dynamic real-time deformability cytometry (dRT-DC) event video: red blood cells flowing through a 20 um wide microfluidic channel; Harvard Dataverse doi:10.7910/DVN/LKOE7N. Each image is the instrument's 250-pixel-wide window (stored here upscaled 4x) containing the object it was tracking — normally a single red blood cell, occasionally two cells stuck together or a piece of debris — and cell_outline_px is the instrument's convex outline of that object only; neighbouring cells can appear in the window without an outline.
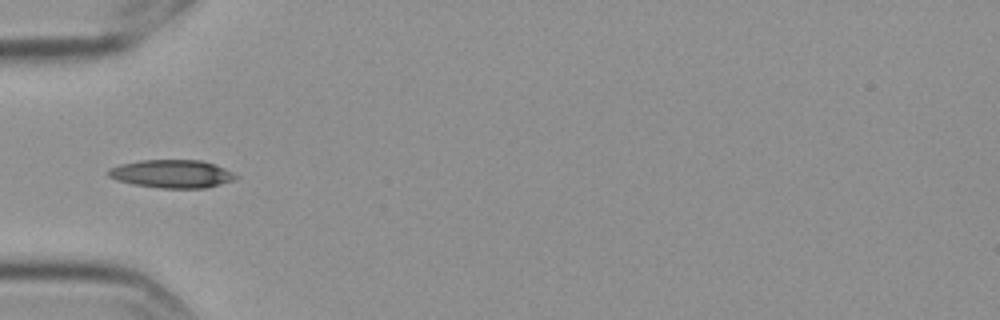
{"species": "Egyptian fruit bat (a non-hibernating species)", "species_latin": "Rousettus aegyptiacus", "temperature_condition": "cold", "stored_images_in_passage": 9, "camera_frame_rate_fps": 3000, "um_per_image_px": 0.085, "frame": {"image": 1, "passage_image": 6, "time_ms": 1.667, "image_size_px": [1000, 320], "cell_outline_px": [[240, 176], [232, 180], [208, 188], [160, 188], [132, 184], [116, 180], [108, 176], [108, 168], [120, 164], [140, 160], [200, 160], [216, 164]], "centroid_in_image_um": [14.6, 14.77], "position_along_channel_um": 70.4, "area_um2": 20.98}}
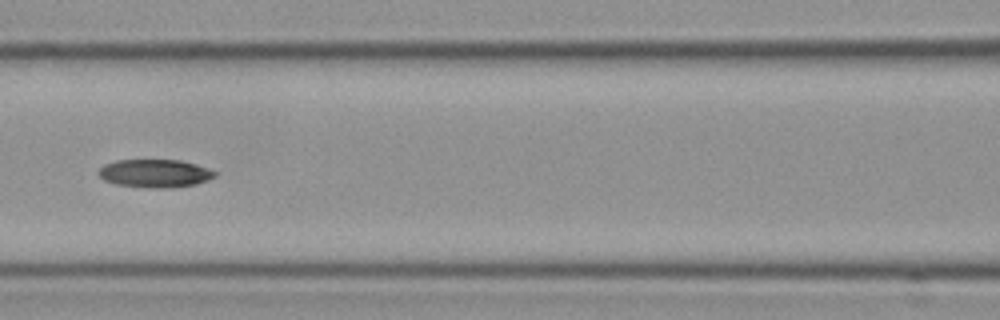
{"frame": {"image": 2, "passage_image": 8, "time_ms": 2.333, "image_size_px": [1000, 320], "cell_outline_px": [[216, 176], [208, 180], [196, 184], [172, 188], [148, 188], [116, 184], [104, 180], [96, 172], [104, 164], [116, 160], [180, 160], [196, 164], [208, 168], [216, 172]], "centroid_in_image_um": [13.17, 14.74], "position_along_channel_um": 153.4, "area_um2": 19.19}}
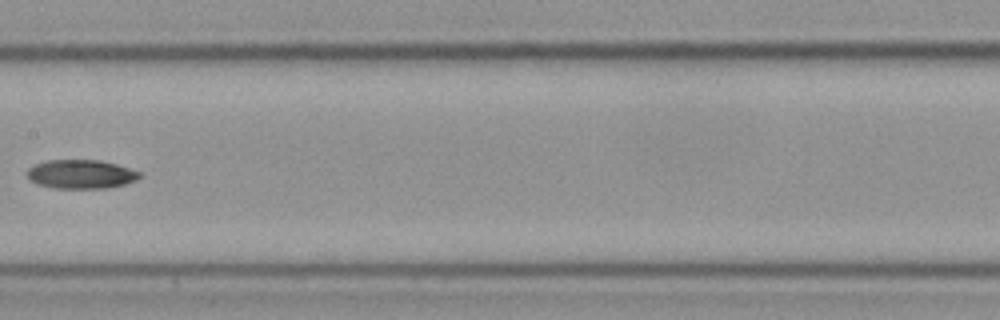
{"frame": {"image": 3, "passage_image": 9, "time_ms": 2.667, "image_size_px": [1000, 320], "cell_outline_px": [[140, 176], [136, 180], [124, 184], [108, 188], [52, 188], [36, 184], [28, 180], [28, 168], [32, 164], [44, 160], [100, 160], [116, 164], [140, 172]], "centroid_in_image_um": [6.82, 14.8], "position_along_channel_um": 200.6, "area_um2": 19.07}}